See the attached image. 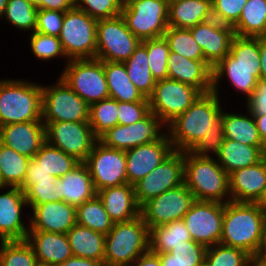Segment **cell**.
<instances>
[{"label":"cell","instance_id":"cell-1","mask_svg":"<svg viewBox=\"0 0 266 266\" xmlns=\"http://www.w3.org/2000/svg\"><path fill=\"white\" fill-rule=\"evenodd\" d=\"M219 95L213 91L201 94L197 100L166 127L174 150L190 151L205 135L207 130L220 119Z\"/></svg>","mask_w":266,"mask_h":266},{"label":"cell","instance_id":"cell-2","mask_svg":"<svg viewBox=\"0 0 266 266\" xmlns=\"http://www.w3.org/2000/svg\"><path fill=\"white\" fill-rule=\"evenodd\" d=\"M266 211L258 203H224L220 243L254 255L260 245Z\"/></svg>","mask_w":266,"mask_h":266},{"label":"cell","instance_id":"cell-3","mask_svg":"<svg viewBox=\"0 0 266 266\" xmlns=\"http://www.w3.org/2000/svg\"><path fill=\"white\" fill-rule=\"evenodd\" d=\"M184 184L198 201H231L228 173L213 157L184 151ZM228 197H227V196ZM228 198L225 201L224 198Z\"/></svg>","mask_w":266,"mask_h":266},{"label":"cell","instance_id":"cell-4","mask_svg":"<svg viewBox=\"0 0 266 266\" xmlns=\"http://www.w3.org/2000/svg\"><path fill=\"white\" fill-rule=\"evenodd\" d=\"M149 250V229L142 216L113 224L105 235L104 266H130Z\"/></svg>","mask_w":266,"mask_h":266},{"label":"cell","instance_id":"cell-5","mask_svg":"<svg viewBox=\"0 0 266 266\" xmlns=\"http://www.w3.org/2000/svg\"><path fill=\"white\" fill-rule=\"evenodd\" d=\"M42 121V86L34 82L0 80V127Z\"/></svg>","mask_w":266,"mask_h":266},{"label":"cell","instance_id":"cell-6","mask_svg":"<svg viewBox=\"0 0 266 266\" xmlns=\"http://www.w3.org/2000/svg\"><path fill=\"white\" fill-rule=\"evenodd\" d=\"M169 0H124L121 16L140 40L163 37L168 28Z\"/></svg>","mask_w":266,"mask_h":266},{"label":"cell","instance_id":"cell-7","mask_svg":"<svg viewBox=\"0 0 266 266\" xmlns=\"http://www.w3.org/2000/svg\"><path fill=\"white\" fill-rule=\"evenodd\" d=\"M97 20L75 6L64 15L59 40L69 60L96 56Z\"/></svg>","mask_w":266,"mask_h":266},{"label":"cell","instance_id":"cell-8","mask_svg":"<svg viewBox=\"0 0 266 266\" xmlns=\"http://www.w3.org/2000/svg\"><path fill=\"white\" fill-rule=\"evenodd\" d=\"M60 76L89 106L109 98L103 61L92 59H67Z\"/></svg>","mask_w":266,"mask_h":266},{"label":"cell","instance_id":"cell-9","mask_svg":"<svg viewBox=\"0 0 266 266\" xmlns=\"http://www.w3.org/2000/svg\"><path fill=\"white\" fill-rule=\"evenodd\" d=\"M54 86H42V122H89L90 106L59 77Z\"/></svg>","mask_w":266,"mask_h":266},{"label":"cell","instance_id":"cell-10","mask_svg":"<svg viewBox=\"0 0 266 266\" xmlns=\"http://www.w3.org/2000/svg\"><path fill=\"white\" fill-rule=\"evenodd\" d=\"M140 42L128 29L121 15L115 18L97 20L96 59L125 62Z\"/></svg>","mask_w":266,"mask_h":266},{"label":"cell","instance_id":"cell-11","mask_svg":"<svg viewBox=\"0 0 266 266\" xmlns=\"http://www.w3.org/2000/svg\"><path fill=\"white\" fill-rule=\"evenodd\" d=\"M202 93L195 87L172 79L156 81L148 98L150 111L168 125L183 114Z\"/></svg>","mask_w":266,"mask_h":266},{"label":"cell","instance_id":"cell-12","mask_svg":"<svg viewBox=\"0 0 266 266\" xmlns=\"http://www.w3.org/2000/svg\"><path fill=\"white\" fill-rule=\"evenodd\" d=\"M83 163L97 192L128 183L125 151L106 147L97 141Z\"/></svg>","mask_w":266,"mask_h":266},{"label":"cell","instance_id":"cell-13","mask_svg":"<svg viewBox=\"0 0 266 266\" xmlns=\"http://www.w3.org/2000/svg\"><path fill=\"white\" fill-rule=\"evenodd\" d=\"M46 142L59 148L79 162H84L98 139L89 122H47Z\"/></svg>","mask_w":266,"mask_h":266},{"label":"cell","instance_id":"cell-14","mask_svg":"<svg viewBox=\"0 0 266 266\" xmlns=\"http://www.w3.org/2000/svg\"><path fill=\"white\" fill-rule=\"evenodd\" d=\"M194 202V195L182 184L144 203L140 207V215L150 229L182 220Z\"/></svg>","mask_w":266,"mask_h":266},{"label":"cell","instance_id":"cell-15","mask_svg":"<svg viewBox=\"0 0 266 266\" xmlns=\"http://www.w3.org/2000/svg\"><path fill=\"white\" fill-rule=\"evenodd\" d=\"M223 217L224 203L195 200L182 220L192 240L207 248L220 243Z\"/></svg>","mask_w":266,"mask_h":266},{"label":"cell","instance_id":"cell-16","mask_svg":"<svg viewBox=\"0 0 266 266\" xmlns=\"http://www.w3.org/2000/svg\"><path fill=\"white\" fill-rule=\"evenodd\" d=\"M182 184H184V152L174 150L134 185L137 203L141 207L150 199Z\"/></svg>","mask_w":266,"mask_h":266},{"label":"cell","instance_id":"cell-17","mask_svg":"<svg viewBox=\"0 0 266 266\" xmlns=\"http://www.w3.org/2000/svg\"><path fill=\"white\" fill-rule=\"evenodd\" d=\"M164 123L151 111L141 120L130 125H116L104 133L98 141L104 146L122 151L159 140Z\"/></svg>","mask_w":266,"mask_h":266},{"label":"cell","instance_id":"cell-18","mask_svg":"<svg viewBox=\"0 0 266 266\" xmlns=\"http://www.w3.org/2000/svg\"><path fill=\"white\" fill-rule=\"evenodd\" d=\"M189 30L212 68L229 54L232 40L236 36L232 26L215 19L199 23Z\"/></svg>","mask_w":266,"mask_h":266},{"label":"cell","instance_id":"cell-19","mask_svg":"<svg viewBox=\"0 0 266 266\" xmlns=\"http://www.w3.org/2000/svg\"><path fill=\"white\" fill-rule=\"evenodd\" d=\"M173 151L174 148L167 133L159 140L125 151L128 184L134 186L163 162Z\"/></svg>","mask_w":266,"mask_h":266},{"label":"cell","instance_id":"cell-20","mask_svg":"<svg viewBox=\"0 0 266 266\" xmlns=\"http://www.w3.org/2000/svg\"><path fill=\"white\" fill-rule=\"evenodd\" d=\"M0 142L17 153L33 158L46 142L42 121L19 122L0 127Z\"/></svg>","mask_w":266,"mask_h":266},{"label":"cell","instance_id":"cell-21","mask_svg":"<svg viewBox=\"0 0 266 266\" xmlns=\"http://www.w3.org/2000/svg\"><path fill=\"white\" fill-rule=\"evenodd\" d=\"M231 201L258 203L266 188V159L228 175Z\"/></svg>","mask_w":266,"mask_h":266},{"label":"cell","instance_id":"cell-22","mask_svg":"<svg viewBox=\"0 0 266 266\" xmlns=\"http://www.w3.org/2000/svg\"><path fill=\"white\" fill-rule=\"evenodd\" d=\"M29 231L66 234L76 224V207L64 201L34 205Z\"/></svg>","mask_w":266,"mask_h":266},{"label":"cell","instance_id":"cell-23","mask_svg":"<svg viewBox=\"0 0 266 266\" xmlns=\"http://www.w3.org/2000/svg\"><path fill=\"white\" fill-rule=\"evenodd\" d=\"M10 188L0 194V241H23L29 229L22 222L21 211L27 202L19 187Z\"/></svg>","mask_w":266,"mask_h":266},{"label":"cell","instance_id":"cell-24","mask_svg":"<svg viewBox=\"0 0 266 266\" xmlns=\"http://www.w3.org/2000/svg\"><path fill=\"white\" fill-rule=\"evenodd\" d=\"M168 78L197 88L202 94L212 91V67L206 60H191L170 52L167 61Z\"/></svg>","mask_w":266,"mask_h":266},{"label":"cell","instance_id":"cell-25","mask_svg":"<svg viewBox=\"0 0 266 266\" xmlns=\"http://www.w3.org/2000/svg\"><path fill=\"white\" fill-rule=\"evenodd\" d=\"M26 241L40 264L58 266L73 256L68 238L63 233L28 231Z\"/></svg>","mask_w":266,"mask_h":266},{"label":"cell","instance_id":"cell-26","mask_svg":"<svg viewBox=\"0 0 266 266\" xmlns=\"http://www.w3.org/2000/svg\"><path fill=\"white\" fill-rule=\"evenodd\" d=\"M97 195L114 223L130 221L140 216V206L133 185L125 183L108 187L98 191Z\"/></svg>","mask_w":266,"mask_h":266},{"label":"cell","instance_id":"cell-27","mask_svg":"<svg viewBox=\"0 0 266 266\" xmlns=\"http://www.w3.org/2000/svg\"><path fill=\"white\" fill-rule=\"evenodd\" d=\"M55 184L59 186L60 201L75 207L97 195L88 168L83 162L64 176L56 177Z\"/></svg>","mask_w":266,"mask_h":266},{"label":"cell","instance_id":"cell-28","mask_svg":"<svg viewBox=\"0 0 266 266\" xmlns=\"http://www.w3.org/2000/svg\"><path fill=\"white\" fill-rule=\"evenodd\" d=\"M213 85L212 91L218 95V83L224 76L229 78L231 84L237 90L247 96H252L258 81L260 80V66L232 65V56L227 54L212 69Z\"/></svg>","mask_w":266,"mask_h":266},{"label":"cell","instance_id":"cell-29","mask_svg":"<svg viewBox=\"0 0 266 266\" xmlns=\"http://www.w3.org/2000/svg\"><path fill=\"white\" fill-rule=\"evenodd\" d=\"M213 19L212 0L169 1L168 27L189 29Z\"/></svg>","mask_w":266,"mask_h":266},{"label":"cell","instance_id":"cell-30","mask_svg":"<svg viewBox=\"0 0 266 266\" xmlns=\"http://www.w3.org/2000/svg\"><path fill=\"white\" fill-rule=\"evenodd\" d=\"M249 116L234 113H221L223 121V131L225 140H232L240 144L258 147L263 153L266 150V145L259 136L253 115Z\"/></svg>","mask_w":266,"mask_h":266},{"label":"cell","instance_id":"cell-31","mask_svg":"<svg viewBox=\"0 0 266 266\" xmlns=\"http://www.w3.org/2000/svg\"><path fill=\"white\" fill-rule=\"evenodd\" d=\"M109 97L118 102L149 101L130 81L124 62L103 61Z\"/></svg>","mask_w":266,"mask_h":266},{"label":"cell","instance_id":"cell-32","mask_svg":"<svg viewBox=\"0 0 266 266\" xmlns=\"http://www.w3.org/2000/svg\"><path fill=\"white\" fill-rule=\"evenodd\" d=\"M73 256L104 262L105 235L77 223L66 233Z\"/></svg>","mask_w":266,"mask_h":266},{"label":"cell","instance_id":"cell-33","mask_svg":"<svg viewBox=\"0 0 266 266\" xmlns=\"http://www.w3.org/2000/svg\"><path fill=\"white\" fill-rule=\"evenodd\" d=\"M216 157L218 164L229 175L236 170L257 164L264 157V153L255 146L224 140Z\"/></svg>","mask_w":266,"mask_h":266},{"label":"cell","instance_id":"cell-34","mask_svg":"<svg viewBox=\"0 0 266 266\" xmlns=\"http://www.w3.org/2000/svg\"><path fill=\"white\" fill-rule=\"evenodd\" d=\"M192 240L190 232L183 220H176L149 229V250L159 253H169L173 248Z\"/></svg>","mask_w":266,"mask_h":266},{"label":"cell","instance_id":"cell-35","mask_svg":"<svg viewBox=\"0 0 266 266\" xmlns=\"http://www.w3.org/2000/svg\"><path fill=\"white\" fill-rule=\"evenodd\" d=\"M130 81L137 87L145 98H149L156 85L148 66L146 46L140 42L132 55L124 62Z\"/></svg>","mask_w":266,"mask_h":266},{"label":"cell","instance_id":"cell-36","mask_svg":"<svg viewBox=\"0 0 266 266\" xmlns=\"http://www.w3.org/2000/svg\"><path fill=\"white\" fill-rule=\"evenodd\" d=\"M232 27L236 36L260 38L266 28V0H247Z\"/></svg>","mask_w":266,"mask_h":266},{"label":"cell","instance_id":"cell-37","mask_svg":"<svg viewBox=\"0 0 266 266\" xmlns=\"http://www.w3.org/2000/svg\"><path fill=\"white\" fill-rule=\"evenodd\" d=\"M28 158L0 142V176L6 187H20L25 179Z\"/></svg>","mask_w":266,"mask_h":266},{"label":"cell","instance_id":"cell-38","mask_svg":"<svg viewBox=\"0 0 266 266\" xmlns=\"http://www.w3.org/2000/svg\"><path fill=\"white\" fill-rule=\"evenodd\" d=\"M76 223L104 235L114 224L98 195L76 207Z\"/></svg>","mask_w":266,"mask_h":266},{"label":"cell","instance_id":"cell-39","mask_svg":"<svg viewBox=\"0 0 266 266\" xmlns=\"http://www.w3.org/2000/svg\"><path fill=\"white\" fill-rule=\"evenodd\" d=\"M33 159L39 167L55 178L64 176L80 163L74 157L47 142L41 146Z\"/></svg>","mask_w":266,"mask_h":266},{"label":"cell","instance_id":"cell-40","mask_svg":"<svg viewBox=\"0 0 266 266\" xmlns=\"http://www.w3.org/2000/svg\"><path fill=\"white\" fill-rule=\"evenodd\" d=\"M117 108L118 101L110 97L90 105L89 124L97 139L118 125Z\"/></svg>","mask_w":266,"mask_h":266},{"label":"cell","instance_id":"cell-41","mask_svg":"<svg viewBox=\"0 0 266 266\" xmlns=\"http://www.w3.org/2000/svg\"><path fill=\"white\" fill-rule=\"evenodd\" d=\"M164 37L169 44L170 52L191 60H205L202 49L189 29L168 27Z\"/></svg>","mask_w":266,"mask_h":266},{"label":"cell","instance_id":"cell-42","mask_svg":"<svg viewBox=\"0 0 266 266\" xmlns=\"http://www.w3.org/2000/svg\"><path fill=\"white\" fill-rule=\"evenodd\" d=\"M33 248L23 241H1L0 266H37Z\"/></svg>","mask_w":266,"mask_h":266},{"label":"cell","instance_id":"cell-43","mask_svg":"<svg viewBox=\"0 0 266 266\" xmlns=\"http://www.w3.org/2000/svg\"><path fill=\"white\" fill-rule=\"evenodd\" d=\"M38 8L29 0H8L4 10L5 18L20 30L35 31Z\"/></svg>","mask_w":266,"mask_h":266},{"label":"cell","instance_id":"cell-44","mask_svg":"<svg viewBox=\"0 0 266 266\" xmlns=\"http://www.w3.org/2000/svg\"><path fill=\"white\" fill-rule=\"evenodd\" d=\"M147 48L148 66L156 81L168 78L167 61L170 54L169 44L165 37L141 41Z\"/></svg>","mask_w":266,"mask_h":266},{"label":"cell","instance_id":"cell-45","mask_svg":"<svg viewBox=\"0 0 266 266\" xmlns=\"http://www.w3.org/2000/svg\"><path fill=\"white\" fill-rule=\"evenodd\" d=\"M229 54L232 65L260 66V38L235 36Z\"/></svg>","mask_w":266,"mask_h":266},{"label":"cell","instance_id":"cell-46","mask_svg":"<svg viewBox=\"0 0 266 266\" xmlns=\"http://www.w3.org/2000/svg\"><path fill=\"white\" fill-rule=\"evenodd\" d=\"M249 254L222 243L206 248L205 262L209 266H247Z\"/></svg>","mask_w":266,"mask_h":266},{"label":"cell","instance_id":"cell-47","mask_svg":"<svg viewBox=\"0 0 266 266\" xmlns=\"http://www.w3.org/2000/svg\"><path fill=\"white\" fill-rule=\"evenodd\" d=\"M23 192L30 207L60 201L59 186H56L55 179L34 180Z\"/></svg>","mask_w":266,"mask_h":266},{"label":"cell","instance_id":"cell-48","mask_svg":"<svg viewBox=\"0 0 266 266\" xmlns=\"http://www.w3.org/2000/svg\"><path fill=\"white\" fill-rule=\"evenodd\" d=\"M124 0H75V7L96 20L121 15Z\"/></svg>","mask_w":266,"mask_h":266},{"label":"cell","instance_id":"cell-49","mask_svg":"<svg viewBox=\"0 0 266 266\" xmlns=\"http://www.w3.org/2000/svg\"><path fill=\"white\" fill-rule=\"evenodd\" d=\"M206 247L193 240L184 241L173 248L169 253H159L160 261H178L181 263H203Z\"/></svg>","mask_w":266,"mask_h":266},{"label":"cell","instance_id":"cell-50","mask_svg":"<svg viewBox=\"0 0 266 266\" xmlns=\"http://www.w3.org/2000/svg\"><path fill=\"white\" fill-rule=\"evenodd\" d=\"M30 46L33 54L40 60L43 59V61L57 57V55L66 57L61 41L56 36L45 35L34 31L30 37Z\"/></svg>","mask_w":266,"mask_h":266},{"label":"cell","instance_id":"cell-51","mask_svg":"<svg viewBox=\"0 0 266 266\" xmlns=\"http://www.w3.org/2000/svg\"><path fill=\"white\" fill-rule=\"evenodd\" d=\"M224 140L223 121L220 118L207 130L206 135L190 151L200 157H210V151L217 155Z\"/></svg>","mask_w":266,"mask_h":266},{"label":"cell","instance_id":"cell-52","mask_svg":"<svg viewBox=\"0 0 266 266\" xmlns=\"http://www.w3.org/2000/svg\"><path fill=\"white\" fill-rule=\"evenodd\" d=\"M247 0H212L213 19L233 26L240 18Z\"/></svg>","mask_w":266,"mask_h":266},{"label":"cell","instance_id":"cell-53","mask_svg":"<svg viewBox=\"0 0 266 266\" xmlns=\"http://www.w3.org/2000/svg\"><path fill=\"white\" fill-rule=\"evenodd\" d=\"M65 12L58 10L38 9L36 32L59 37L62 30Z\"/></svg>","mask_w":266,"mask_h":266},{"label":"cell","instance_id":"cell-54","mask_svg":"<svg viewBox=\"0 0 266 266\" xmlns=\"http://www.w3.org/2000/svg\"><path fill=\"white\" fill-rule=\"evenodd\" d=\"M150 112L149 101L118 102V124L130 125L143 119Z\"/></svg>","mask_w":266,"mask_h":266},{"label":"cell","instance_id":"cell-55","mask_svg":"<svg viewBox=\"0 0 266 266\" xmlns=\"http://www.w3.org/2000/svg\"><path fill=\"white\" fill-rule=\"evenodd\" d=\"M247 112L266 115V80H259L252 96L247 100Z\"/></svg>","mask_w":266,"mask_h":266},{"label":"cell","instance_id":"cell-56","mask_svg":"<svg viewBox=\"0 0 266 266\" xmlns=\"http://www.w3.org/2000/svg\"><path fill=\"white\" fill-rule=\"evenodd\" d=\"M43 179H55V177L49 175L48 172L39 167L38 163L33 158H31L28 163L24 182L19 188L23 191L34 180H43Z\"/></svg>","mask_w":266,"mask_h":266},{"label":"cell","instance_id":"cell-57","mask_svg":"<svg viewBox=\"0 0 266 266\" xmlns=\"http://www.w3.org/2000/svg\"><path fill=\"white\" fill-rule=\"evenodd\" d=\"M75 6V0H42L38 9L58 10L66 12Z\"/></svg>","mask_w":266,"mask_h":266},{"label":"cell","instance_id":"cell-58","mask_svg":"<svg viewBox=\"0 0 266 266\" xmlns=\"http://www.w3.org/2000/svg\"><path fill=\"white\" fill-rule=\"evenodd\" d=\"M130 266H162L159 255L148 250L138 257Z\"/></svg>","mask_w":266,"mask_h":266},{"label":"cell","instance_id":"cell-59","mask_svg":"<svg viewBox=\"0 0 266 266\" xmlns=\"http://www.w3.org/2000/svg\"><path fill=\"white\" fill-rule=\"evenodd\" d=\"M58 266H104V264L98 260L71 256Z\"/></svg>","mask_w":266,"mask_h":266},{"label":"cell","instance_id":"cell-60","mask_svg":"<svg viewBox=\"0 0 266 266\" xmlns=\"http://www.w3.org/2000/svg\"><path fill=\"white\" fill-rule=\"evenodd\" d=\"M260 79L266 80V40L260 38Z\"/></svg>","mask_w":266,"mask_h":266},{"label":"cell","instance_id":"cell-61","mask_svg":"<svg viewBox=\"0 0 266 266\" xmlns=\"http://www.w3.org/2000/svg\"><path fill=\"white\" fill-rule=\"evenodd\" d=\"M258 133L263 143L266 145V115H253Z\"/></svg>","mask_w":266,"mask_h":266},{"label":"cell","instance_id":"cell-62","mask_svg":"<svg viewBox=\"0 0 266 266\" xmlns=\"http://www.w3.org/2000/svg\"><path fill=\"white\" fill-rule=\"evenodd\" d=\"M255 255L259 256L260 258L266 259V219L263 223L260 245Z\"/></svg>","mask_w":266,"mask_h":266},{"label":"cell","instance_id":"cell-63","mask_svg":"<svg viewBox=\"0 0 266 266\" xmlns=\"http://www.w3.org/2000/svg\"><path fill=\"white\" fill-rule=\"evenodd\" d=\"M247 266H266V259L260 258L257 255H250Z\"/></svg>","mask_w":266,"mask_h":266},{"label":"cell","instance_id":"cell-64","mask_svg":"<svg viewBox=\"0 0 266 266\" xmlns=\"http://www.w3.org/2000/svg\"><path fill=\"white\" fill-rule=\"evenodd\" d=\"M162 266H199L202 263H181L178 261H160Z\"/></svg>","mask_w":266,"mask_h":266},{"label":"cell","instance_id":"cell-65","mask_svg":"<svg viewBox=\"0 0 266 266\" xmlns=\"http://www.w3.org/2000/svg\"><path fill=\"white\" fill-rule=\"evenodd\" d=\"M258 204L266 211V188Z\"/></svg>","mask_w":266,"mask_h":266},{"label":"cell","instance_id":"cell-66","mask_svg":"<svg viewBox=\"0 0 266 266\" xmlns=\"http://www.w3.org/2000/svg\"><path fill=\"white\" fill-rule=\"evenodd\" d=\"M8 0H0V18L4 15V10L6 8Z\"/></svg>","mask_w":266,"mask_h":266},{"label":"cell","instance_id":"cell-67","mask_svg":"<svg viewBox=\"0 0 266 266\" xmlns=\"http://www.w3.org/2000/svg\"><path fill=\"white\" fill-rule=\"evenodd\" d=\"M29 1L36 7L42 2V0H29Z\"/></svg>","mask_w":266,"mask_h":266},{"label":"cell","instance_id":"cell-68","mask_svg":"<svg viewBox=\"0 0 266 266\" xmlns=\"http://www.w3.org/2000/svg\"><path fill=\"white\" fill-rule=\"evenodd\" d=\"M260 38H262L263 40H266V28H265L263 35Z\"/></svg>","mask_w":266,"mask_h":266},{"label":"cell","instance_id":"cell-69","mask_svg":"<svg viewBox=\"0 0 266 266\" xmlns=\"http://www.w3.org/2000/svg\"><path fill=\"white\" fill-rule=\"evenodd\" d=\"M5 186L2 184V179H1V176H0V190L1 188L3 189Z\"/></svg>","mask_w":266,"mask_h":266},{"label":"cell","instance_id":"cell-70","mask_svg":"<svg viewBox=\"0 0 266 266\" xmlns=\"http://www.w3.org/2000/svg\"><path fill=\"white\" fill-rule=\"evenodd\" d=\"M37 266H54V265H46V264H40V263H38Z\"/></svg>","mask_w":266,"mask_h":266},{"label":"cell","instance_id":"cell-71","mask_svg":"<svg viewBox=\"0 0 266 266\" xmlns=\"http://www.w3.org/2000/svg\"><path fill=\"white\" fill-rule=\"evenodd\" d=\"M199 266H209L205 261Z\"/></svg>","mask_w":266,"mask_h":266}]
</instances>
